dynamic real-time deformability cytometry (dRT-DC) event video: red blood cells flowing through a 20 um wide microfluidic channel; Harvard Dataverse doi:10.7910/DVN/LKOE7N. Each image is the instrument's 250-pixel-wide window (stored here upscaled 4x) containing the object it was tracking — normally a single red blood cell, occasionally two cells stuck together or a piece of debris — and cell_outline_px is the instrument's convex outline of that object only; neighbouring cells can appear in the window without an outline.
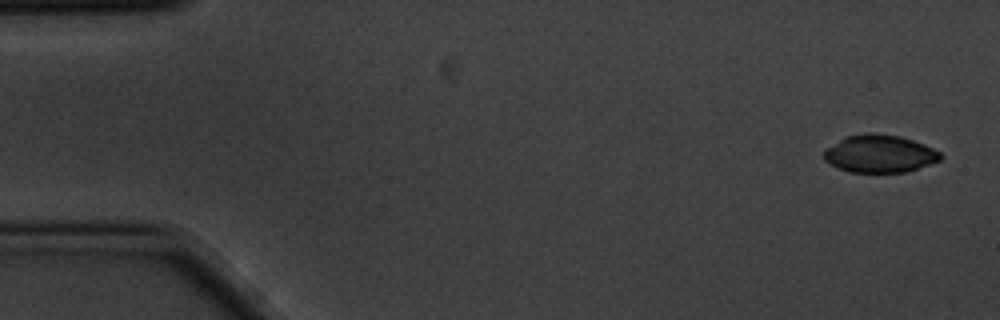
{"species": "common noctule bat (a hibernating species)", "species_latin": "Nyctalus noctula", "temperature_condition": "cold", "stored_images_in_passage": 4, "camera_frame_rate_fps": 3000, "um_per_image_px": 0.085, "animal": {"sex": "male", "body_mass_g": 20.1, "forearm_length_mm": 53.5}, "frame": {"image": 1, "passage_image": 1, "time_ms": 0.0, "image_size_px": [1000, 320], "cell_outline_px": [[944, 156], [940, 160], [904, 172], [848, 172], [824, 160], [824, 152], [828, 148], [844, 136], [868, 132], [900, 136], [924, 144], [940, 152]], "centroid_in_image_um": [74.77, 13.05], "position_along_channel_um": 10.2, "area_um2": 25.32}}